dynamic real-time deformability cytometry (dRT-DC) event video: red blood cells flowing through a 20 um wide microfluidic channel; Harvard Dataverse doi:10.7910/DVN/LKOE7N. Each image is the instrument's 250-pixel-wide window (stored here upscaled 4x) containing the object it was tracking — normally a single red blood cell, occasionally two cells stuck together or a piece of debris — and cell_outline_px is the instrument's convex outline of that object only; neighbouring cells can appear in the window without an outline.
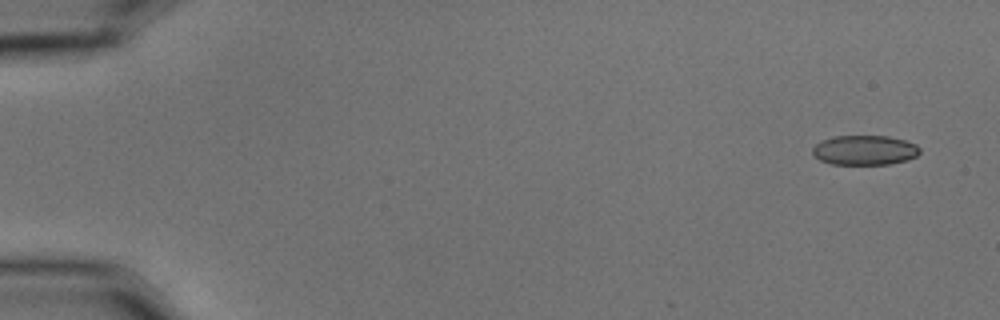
{"species": "common noctule bat (a hibernating species)", "species_latin": "Nyctalus noctula", "temperature_condition": "cold", "stored_images_in_passage": 6, "camera_frame_rate_fps": 3000, "um_per_image_px": 0.085, "animal": {"sex": "male", "body_mass_g": 15.6}, "frame": {"image": 1, "passage_image": 1, "time_ms": 0.0, "image_size_px": [1000, 320], "cell_outline_px": [[920, 152], [916, 156], [908, 160], [888, 164], [832, 164], [820, 160], [812, 152], [812, 148], [816, 144], [824, 140], [836, 136], [888, 136], [904, 140], [916, 144], [920, 148]], "centroid_in_image_um": [73.52, 12.76], "position_along_channel_um": 11.5, "area_um2": 18.44}}
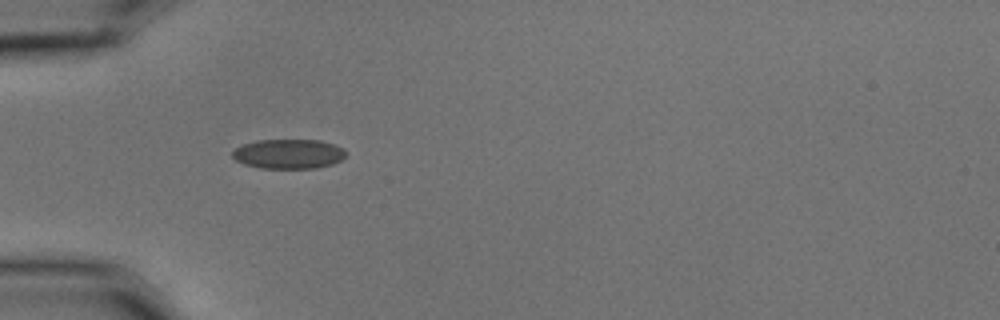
{"frame": {"image": 2, "passage_image": 5, "time_ms": 1.333, "image_size_px": [1000, 320], "cell_outline_px": [[348, 152], [340, 160], [332, 164], [316, 168], [260, 168], [244, 164], [236, 160], [232, 156], [232, 152], [236, 148], [244, 144], [256, 140], [320, 140], [344, 148]], "centroid_in_image_um": [24.54, 13.08], "position_along_channel_um": 60.5, "area_um2": 19.54}}
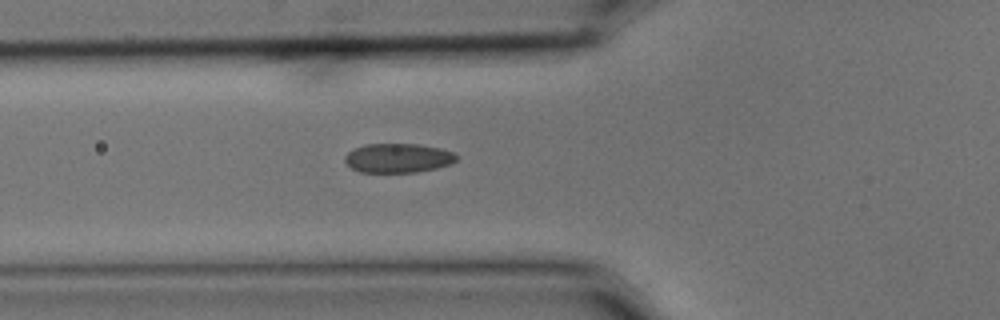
{"frame": {"image": 3, "passage_image": 6, "time_ms": 1.667, "image_size_px": [1000, 320], "cell_outline_px": [[456, 160], [452, 164], [436, 168], [416, 172], [360, 172], [352, 168], [344, 160], [344, 156], [348, 152], [364, 144], [420, 144], [440, 148], [452, 152], [456, 156]], "centroid_in_image_um": [33.83, 13.43], "position_along_channel_um": 92.0, "area_um2": 18.96}}